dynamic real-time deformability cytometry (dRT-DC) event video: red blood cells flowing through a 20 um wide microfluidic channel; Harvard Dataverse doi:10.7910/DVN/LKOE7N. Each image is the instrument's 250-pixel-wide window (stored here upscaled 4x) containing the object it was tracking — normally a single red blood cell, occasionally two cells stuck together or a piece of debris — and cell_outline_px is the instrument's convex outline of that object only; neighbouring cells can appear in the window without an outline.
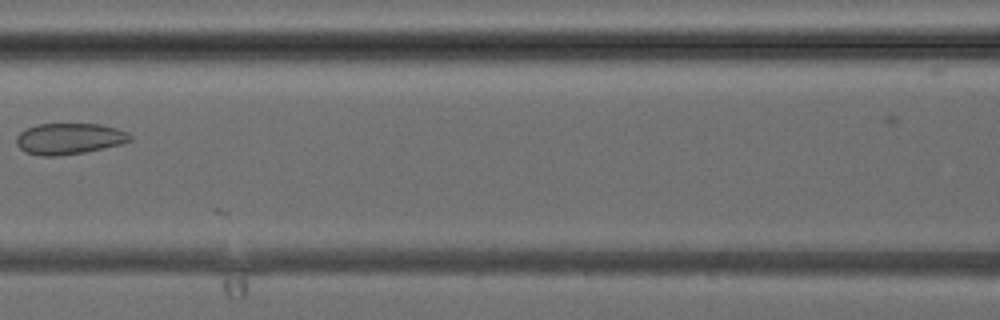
{"species": "common noctule bat (a hibernating species)", "species_latin": "Nyctalus noctula", "temperature_condition": "cold", "stored_images_in_passage": 6, "camera_frame_rate_fps": 3000, "um_per_image_px": 0.085, "animal": {"sex": "female", "body_mass_g": 24.6, "forearm_length_mm": 56.2}, "frame": {"image": 1, "passage_image": 6, "time_ms": 5.667, "image_size_px": [1000, 320], "cell_outline_px": [[132, 140], [120, 144], [104, 148], [84, 152], [56, 156], [40, 156], [24, 152], [16, 144], [16, 136], [20, 132], [36, 124], [100, 124], [116, 128], [128, 132], [132, 136]], "centroid_in_image_um": [5.87, 11.79], "position_along_channel_um": 160.7, "area_um2": 20.69}}